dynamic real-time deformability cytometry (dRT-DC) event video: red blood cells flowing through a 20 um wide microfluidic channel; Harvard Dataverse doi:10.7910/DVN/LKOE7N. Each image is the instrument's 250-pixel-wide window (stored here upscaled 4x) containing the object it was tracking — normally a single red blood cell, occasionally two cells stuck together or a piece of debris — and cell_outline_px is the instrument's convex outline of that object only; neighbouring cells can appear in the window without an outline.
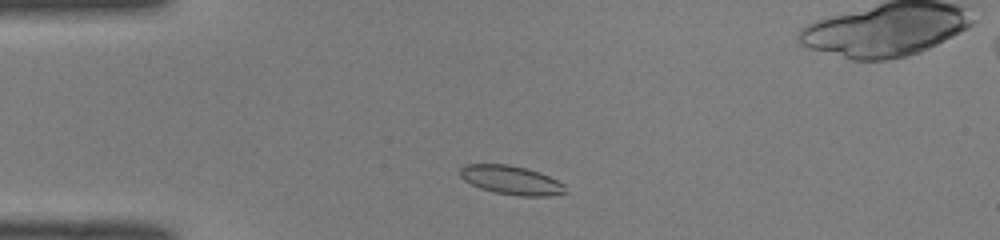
{"species": "common noctule bat (a hibernating species)", "species_latin": "Nyctalus noctula", "temperature_condition": "room temperature", "stored_images_in_passage": 42, "camera_frame_rate_fps": 3000, "um_per_image_px": 0.085, "animal": {"sex": "male", "body_mass_g": 19.0, "forearm_length_mm": 50.8}, "frame": {"image": 1, "passage_image": 4, "time_ms": 1.0, "image_size_px": [1000, 240], "cell_outline_px": [[568, 192], [548, 196], [520, 196], [496, 192], [480, 188], [464, 180], [460, 176], [460, 168], [464, 164], [508, 164], [528, 168], [540, 172], [564, 184]], "centroid_in_image_um": [43.46, 15.3], "position_along_channel_um": 41.5, "area_um2": 17.74}}
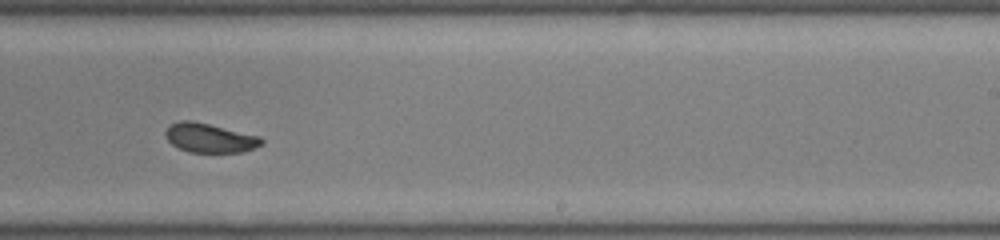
{"frame": {"image": 2, "passage_image": 23, "time_ms": 7.333, "image_size_px": [1000, 240], "cell_outline_px": [[264, 144], [244, 152], [188, 152], [172, 144], [164, 136], [164, 132], [168, 124], [180, 120], [192, 120], [260, 136], [264, 140]], "centroid_in_image_um": [17.81, 11.71], "position_along_channel_um": 271.2, "area_um2": 16.53}}
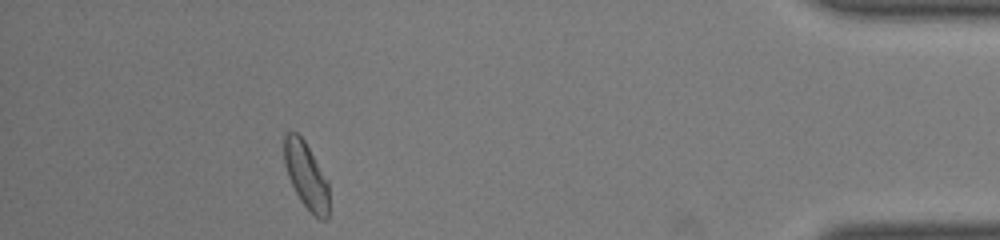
{"frame": {"image": 3, "passage_image": 37, "time_ms": 12.0, "image_size_px": [1000, 240], "cell_outline_px": [[328, 220], [320, 220], [300, 200], [288, 176], [284, 164], [284, 136], [288, 132], [296, 132], [304, 140], [328, 180]], "centroid_in_image_um": [26.03, 14.91], "position_along_channel_um": 409.2, "area_um2": 17.17}, "authors_computed_cell_mechanics": {"area_um2": 17.2822, "velocity_mm_per_s": 4.0611, "shape_relaxation_time_tau1_ms": 3.0775, "shape_relaxation_time_tau2_ms": 1.2141, "deformation_change_tau1": 0.1126, "deformation_change_tau2": 0.0574}}